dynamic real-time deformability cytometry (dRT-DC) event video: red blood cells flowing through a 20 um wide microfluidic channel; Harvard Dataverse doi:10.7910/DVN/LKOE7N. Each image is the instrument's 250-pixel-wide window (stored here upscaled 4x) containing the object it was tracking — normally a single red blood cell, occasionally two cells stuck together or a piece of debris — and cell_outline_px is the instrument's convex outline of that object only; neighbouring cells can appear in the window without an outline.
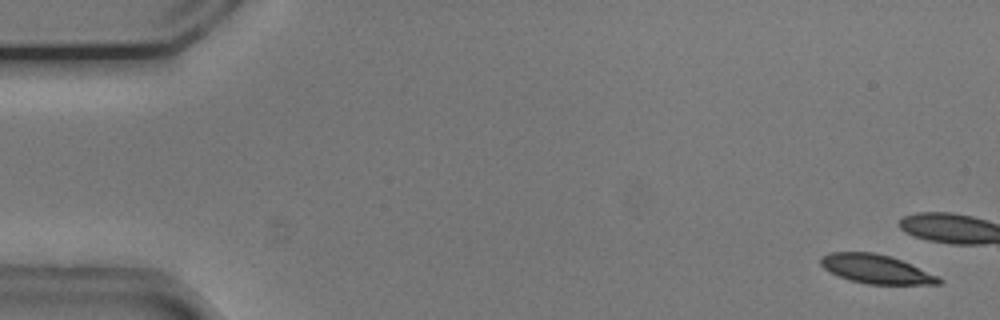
{"species": "common noctule bat (a hibernating species)", "species_latin": "Nyctalus noctula", "temperature_condition": "cold", "stored_images_in_passage": 11, "camera_frame_rate_fps": 3000, "um_per_image_px": 0.085, "animal": {"sex": "male", "body_mass_g": 20.5, "forearm_length_mm": 52.5}, "frame": {"image": 1, "passage_image": 1, "time_ms": 0.0, "image_size_px": [1000, 320], "cell_outline_px": [[944, 280], [940, 284], [868, 284], [852, 280], [840, 276], [824, 268], [820, 264], [820, 256], [828, 252], [872, 252], [888, 256], [900, 260], [940, 276]], "centroid_in_image_um": [74.48, 22.87], "position_along_channel_um": 10.5, "area_um2": 19.71}}